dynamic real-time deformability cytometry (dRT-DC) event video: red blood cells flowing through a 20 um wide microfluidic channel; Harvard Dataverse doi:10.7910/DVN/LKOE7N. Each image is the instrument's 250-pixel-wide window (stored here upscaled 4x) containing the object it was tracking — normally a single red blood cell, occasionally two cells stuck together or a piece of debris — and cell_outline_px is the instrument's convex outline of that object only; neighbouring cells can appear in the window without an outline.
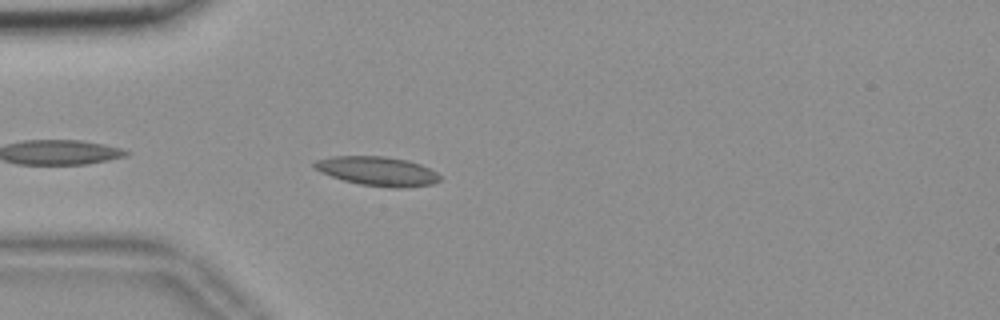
{"species": "common noctule bat (a hibernating species)", "species_latin": "Nyctalus noctula", "temperature_condition": "room temperature", "stored_images_in_passage": 15, "camera_frame_rate_fps": 3000, "um_per_image_px": 0.085, "animal": {"sex": "female", "body_mass_g": 18.4}, "frame": {"image": 1, "passage_image": 3, "time_ms": 0.667, "image_size_px": [1000, 320], "cell_outline_px": [[440, 180], [432, 184], [404, 188], [392, 188], [360, 184], [344, 180], [320, 172], [312, 164], [316, 160], [332, 156], [384, 156], [408, 160], [420, 164], [436, 172], [440, 176]], "centroid_in_image_um": [32.09, 14.55], "position_along_channel_um": 52.9, "area_um2": 21.27}}